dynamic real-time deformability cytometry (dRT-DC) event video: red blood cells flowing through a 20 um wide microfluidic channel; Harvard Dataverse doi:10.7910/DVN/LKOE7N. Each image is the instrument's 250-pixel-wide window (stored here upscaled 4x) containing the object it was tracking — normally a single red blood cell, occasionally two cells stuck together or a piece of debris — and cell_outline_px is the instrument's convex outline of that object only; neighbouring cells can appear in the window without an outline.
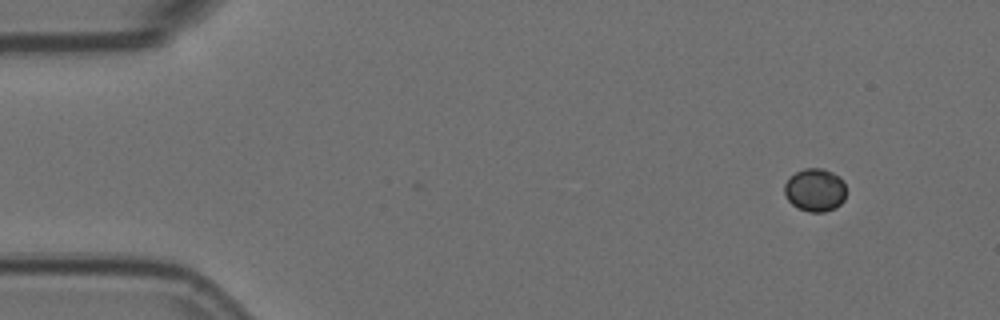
{"species": "Egyptian fruit bat (a non-hibernating species)", "species_latin": "Rousettus aegyptiacus", "temperature_condition": "room temperature", "stored_images_in_passage": 7, "camera_frame_rate_fps": 3000, "um_per_image_px": 0.085, "animal": {"sex": "female"}, "frame": {"image": 1, "passage_image": 1, "time_ms": 0.0, "image_size_px": [1000, 320], "cell_outline_px": [[848, 192], [844, 200], [836, 208], [824, 212], [808, 212], [792, 204], [788, 200], [784, 192], [784, 184], [796, 172], [804, 168], [824, 168], [840, 176], [844, 180]], "centroid_in_image_um": [69.34, 16.14], "position_along_channel_um": 15.7, "area_um2": 15.78}}
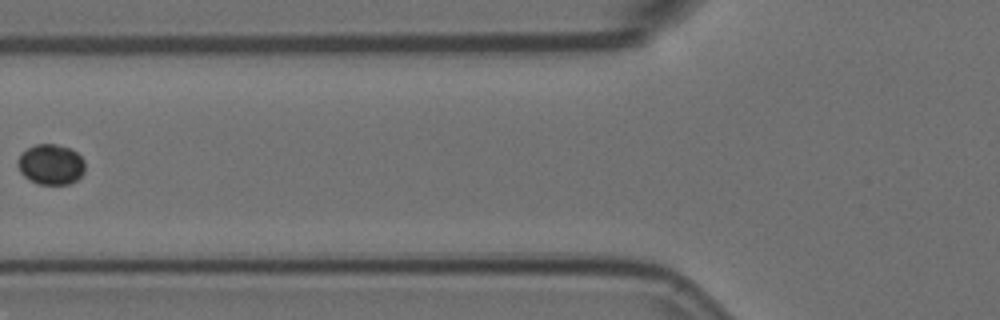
{"frame": {"image": 2, "passage_image": 6, "time_ms": 1.667, "image_size_px": [1000, 320], "cell_outline_px": [[84, 172], [76, 180], [68, 184], [40, 184], [24, 176], [20, 172], [16, 164], [20, 156], [28, 148], [36, 144], [56, 144], [68, 148], [76, 152], [84, 160]], "centroid_in_image_um": [4.33, 13.97], "position_along_channel_um": 121.5, "area_um2": 15.61}}
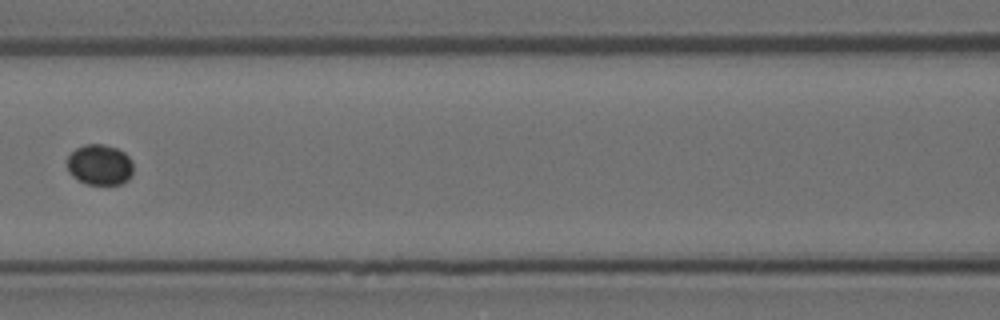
{"frame": {"image": 3, "passage_image": 7, "time_ms": 2.0, "image_size_px": [1000, 320], "cell_outline_px": [[132, 176], [128, 180], [120, 184], [84, 184], [72, 176], [68, 172], [68, 156], [76, 148], [84, 144], [104, 144], [116, 148], [124, 152], [132, 160]], "centroid_in_image_um": [8.48, 14.01], "position_along_channel_um": 158.1, "area_um2": 15.78}}